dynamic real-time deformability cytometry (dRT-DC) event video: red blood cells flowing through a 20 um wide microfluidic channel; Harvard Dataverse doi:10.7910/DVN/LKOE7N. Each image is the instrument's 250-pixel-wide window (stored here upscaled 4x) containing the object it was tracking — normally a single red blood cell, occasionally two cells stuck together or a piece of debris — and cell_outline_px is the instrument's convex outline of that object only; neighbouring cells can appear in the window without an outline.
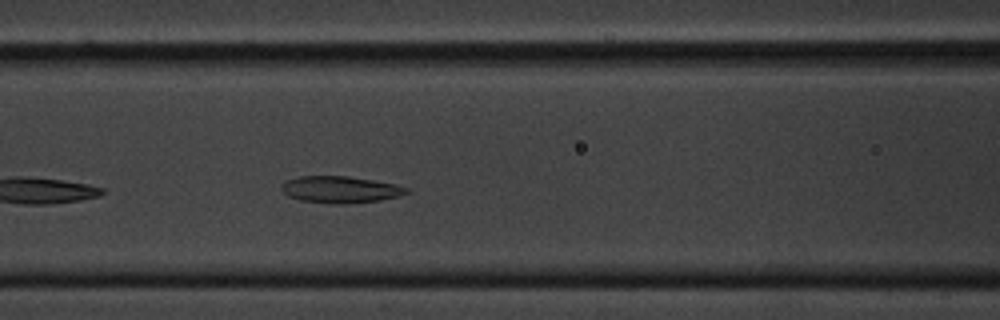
{"species": "common noctule bat (a hibernating species)", "species_latin": "Nyctalus noctula", "temperature_condition": "cold", "stored_images_in_passage": 42, "camera_frame_rate_fps": 3000, "um_per_image_px": 0.085, "animal": {"sex": "male", "body_mass_g": 20.1, "forearm_length_mm": 53.5}, "frame": {"image": 1, "passage_image": 9, "time_ms": 2.667, "image_size_px": [1000, 320], "cell_outline_px": [[408, 192], [400, 196], [380, 200], [344, 204], [328, 204], [300, 200], [288, 196], [280, 188], [280, 184], [284, 180], [300, 176], [348, 176], [396, 184], [408, 188]], "centroid_in_image_um": [28.88, 16.11], "position_along_channel_um": 137.7, "area_um2": 19.65}}
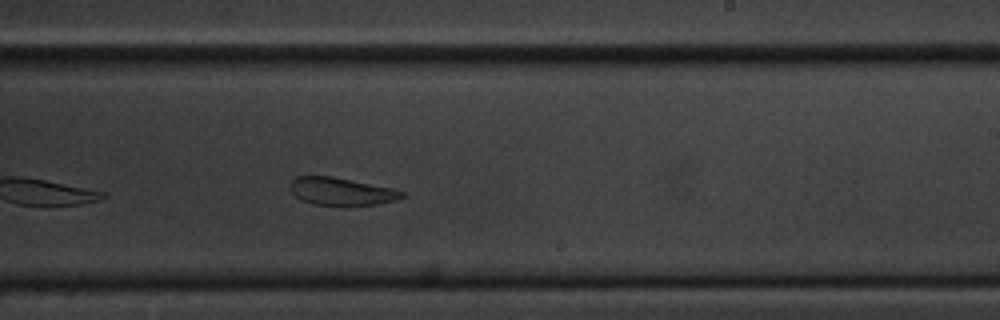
{"frame": {"image": 2, "passage_image": 20, "time_ms": 6.333, "image_size_px": [1000, 320], "cell_outline_px": [[404, 196], [396, 200], [376, 204], [316, 204], [304, 200], [296, 196], [292, 192], [292, 180], [296, 176], [332, 176], [392, 188], [404, 192]], "centroid_in_image_um": [29.04, 16.24], "position_along_channel_um": 260.0, "area_um2": 17.34}}
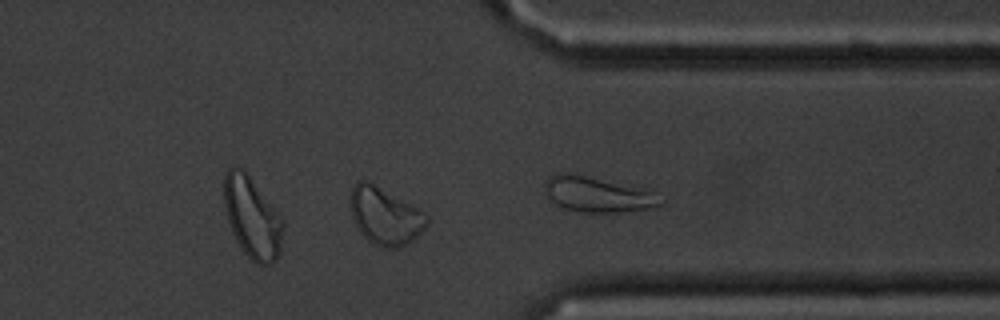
{"frame": {"image": 3, "passage_image": 29, "time_ms": 9.333, "image_size_px": [1000, 320], "cell_outline_px": [[428, 224], [408, 244], [396, 248], [380, 248], [372, 244], [360, 232], [352, 220], [348, 204], [352, 184], [356, 180], [368, 180], [420, 208], [428, 216]], "centroid_in_image_um": [32.68, 18.33], "position_along_channel_um": 378.7, "area_um2": 26.24}, "authors_computed_cell_mechanics": {"area_um2": 19.9121, "velocity_mm_per_s": 3.3425, "shape_relaxation_time_tau1_ms": 3.7165, "shape_relaxation_time_tau2_ms": 4.6374, "deformation_change_tau1": 0.1099, "deformation_change_tau2": 0.1099}}